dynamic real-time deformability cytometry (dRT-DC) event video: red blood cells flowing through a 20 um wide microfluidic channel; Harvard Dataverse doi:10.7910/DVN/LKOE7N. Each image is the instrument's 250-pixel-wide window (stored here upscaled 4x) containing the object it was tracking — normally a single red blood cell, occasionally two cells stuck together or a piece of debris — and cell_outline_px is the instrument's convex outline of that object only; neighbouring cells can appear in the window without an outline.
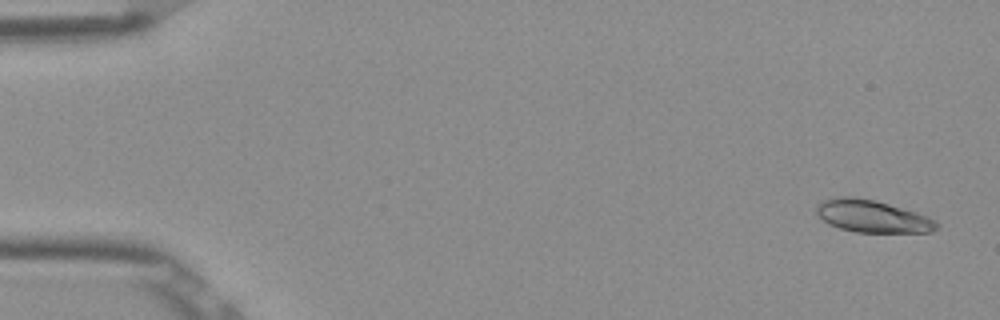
{"species": "Egyptian fruit bat (a non-hibernating species)", "species_latin": "Rousettus aegyptiacus", "temperature_condition": "room temperature", "stored_images_in_passage": 52, "camera_frame_rate_fps": 3000, "um_per_image_px": 0.085, "frame": {"image": 1, "passage_image": 2, "time_ms": 0.333, "image_size_px": [1000, 320], "cell_outline_px": [[940, 228], [932, 232], [856, 232], [840, 228], [828, 224], [816, 216], [816, 204], [824, 200], [840, 196], [852, 196], [876, 200], [916, 212], [936, 220], [940, 224]], "centroid_in_image_um": [74.14, 18.38], "position_along_channel_um": 10.9, "area_um2": 22.89}}
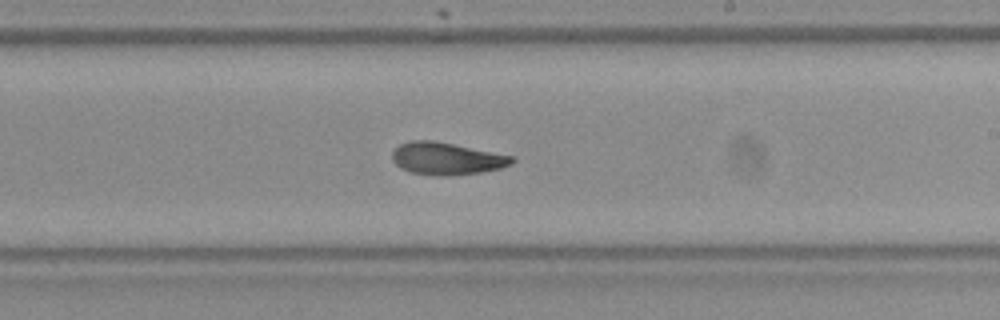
{"frame": {"image": 2, "passage_image": 31, "time_ms": 10.0, "image_size_px": [1000, 320], "cell_outline_px": [[516, 160], [512, 164], [500, 168], [480, 172], [448, 176], [440, 176], [412, 172], [400, 168], [392, 160], [392, 152], [400, 144], [412, 140], [432, 140], [516, 156]], "centroid_in_image_um": [37.99, 13.47], "position_along_channel_um": 251.0, "area_um2": 22.54}}
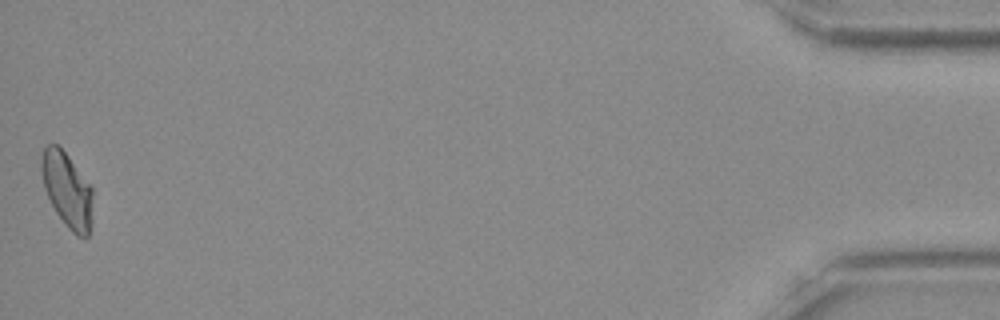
{"frame": {"image": 3, "passage_image": 52, "time_ms": 17.0, "image_size_px": [1000, 320], "cell_outline_px": [[92, 224], [88, 236], [84, 240], [76, 236], [68, 228], [56, 212], [44, 188], [40, 168], [40, 160], [44, 148], [48, 144], [56, 144], [68, 156], [92, 188]], "centroid_in_image_um": [5.71, 16.19], "position_along_channel_um": 429.5, "area_um2": 22.43}, "authors_computed_cell_mechanics": {"area_um2": 22.6865, "velocity_mm_per_s": 3.8795, "shape_relaxation_time_tau1_ms": 7.3919, "shape_relaxation_time_tau2_ms": 3.2594, "deformation_change_tau1": 0.182, "deformation_change_tau2": 0.0841}}